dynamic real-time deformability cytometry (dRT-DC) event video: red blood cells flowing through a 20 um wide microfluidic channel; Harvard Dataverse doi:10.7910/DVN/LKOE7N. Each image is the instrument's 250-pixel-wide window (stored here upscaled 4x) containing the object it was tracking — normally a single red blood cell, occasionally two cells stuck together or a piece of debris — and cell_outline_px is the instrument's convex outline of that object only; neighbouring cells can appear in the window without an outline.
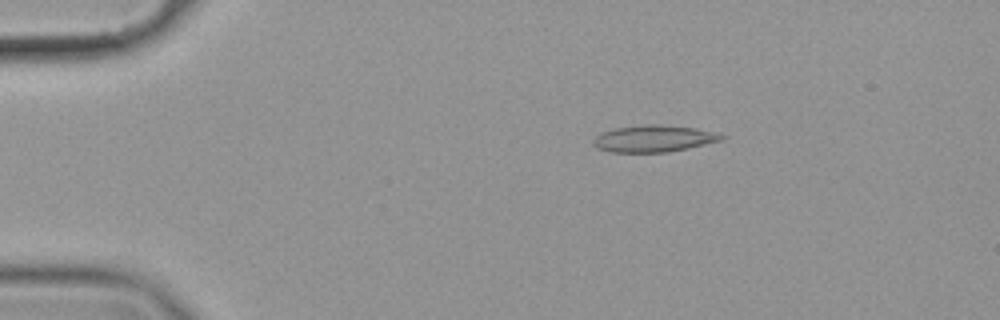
{"species": "common noctule bat (a hibernating species)", "species_latin": "Nyctalus noctula", "temperature_condition": "cold", "stored_images_in_passage": 56, "camera_frame_rate_fps": 3000, "um_per_image_px": 0.085, "animal": {"sex": "female", "body_mass_g": 19.9}, "frame": {"image": 1, "passage_image": 10, "time_ms": 3.0, "image_size_px": [1000, 320], "cell_outline_px": [[728, 136], [720, 140], [688, 148], [668, 152], [612, 152], [596, 148], [592, 140], [600, 132], [616, 128], [652, 124], [660, 124], [696, 128], [720, 132]], "centroid_in_image_um": [55.6, 11.77], "position_along_channel_um": 29.4, "area_um2": 20.06}}
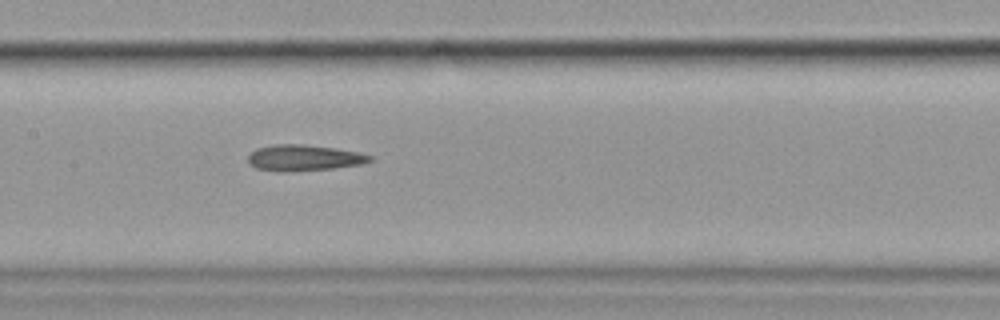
{"frame": {"image": 2, "passage_image": 28, "time_ms": 9.0, "image_size_px": [1000, 320], "cell_outline_px": [[372, 160], [364, 164], [332, 168], [292, 172], [280, 172], [256, 168], [248, 164], [248, 156], [256, 148], [276, 144], [300, 144], [336, 148], [356, 152], [372, 156]], "centroid_in_image_um": [25.8, 13.42], "position_along_channel_um": 181.6, "area_um2": 18.55}}
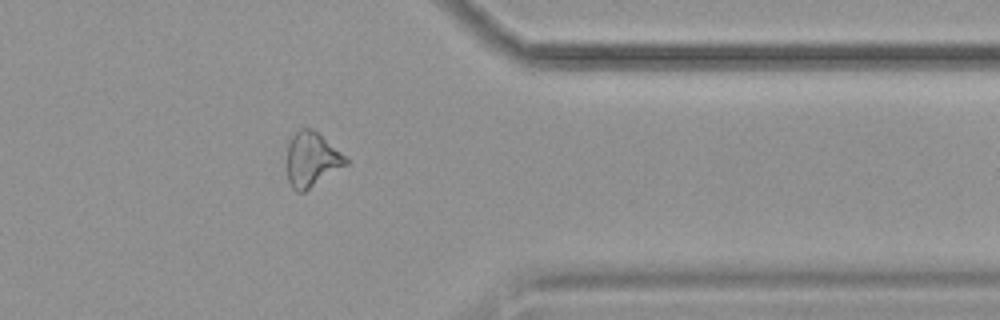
{"frame": {"image": 3, "passage_image": 46, "time_ms": 15.0, "image_size_px": [1000, 320], "cell_outline_px": [[348, 164], [304, 192], [296, 192], [292, 188], [288, 180], [288, 144], [292, 136], [300, 128], [312, 128], [340, 152], [348, 160]], "centroid_in_image_um": [26.48, 13.57], "position_along_channel_um": 384.9, "area_um2": 18.38}, "authors_computed_cell_mechanics": {"area_um2": 19.074, "velocity_mm_per_s": 3.557, "shape_relaxation_time_tau1_ms": null, "shape_relaxation_time_tau2_ms": 9.5805, "deformation_change_tau1": null, "deformation_change_tau2": 0.2292}}